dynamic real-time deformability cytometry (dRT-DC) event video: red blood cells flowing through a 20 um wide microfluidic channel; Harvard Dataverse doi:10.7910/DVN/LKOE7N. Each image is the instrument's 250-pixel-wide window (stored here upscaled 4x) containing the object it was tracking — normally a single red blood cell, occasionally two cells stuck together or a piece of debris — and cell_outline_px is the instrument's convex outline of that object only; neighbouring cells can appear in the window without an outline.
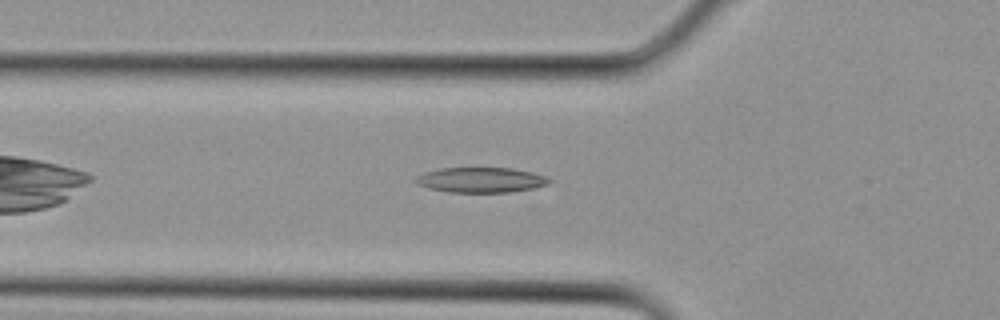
{"species": "Egyptian fruit bat (a non-hibernating species)", "species_latin": "Rousettus aegyptiacus", "temperature_condition": "cold", "stored_images_in_passage": 12, "camera_frame_rate_fps": 3000, "um_per_image_px": 0.085, "animal": {"sex": "female"}, "frame": {"image": 1, "passage_image": 2, "time_ms": 0.333, "image_size_px": [1000, 320], "cell_outline_px": [[552, 180], [548, 184], [532, 188], [512, 192], [448, 192], [428, 188], [416, 184], [412, 180], [416, 176], [424, 172], [440, 168], [512, 168], [532, 172], [544, 176]], "centroid_in_image_um": [40.82, 15.29], "position_along_channel_um": 85.0, "area_um2": 19.65}}
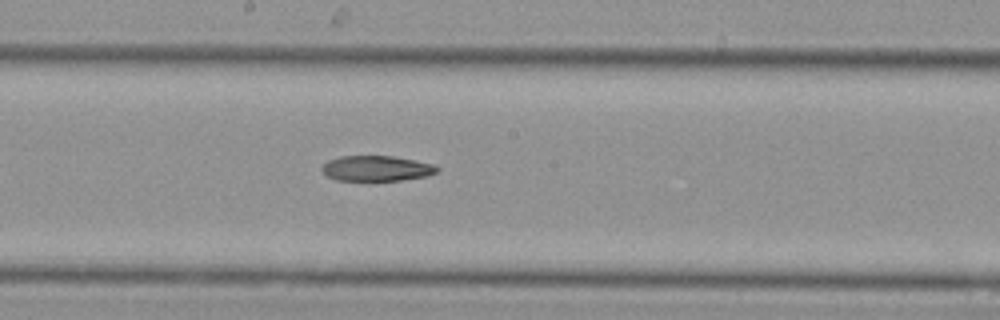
{"frame": {"image": 2, "passage_image": 8, "time_ms": 2.333, "image_size_px": [1000, 320], "cell_outline_px": [[440, 168], [436, 172], [428, 176], [400, 180], [336, 180], [328, 176], [320, 168], [328, 160], [340, 156], [392, 156], [436, 164]], "centroid_in_image_um": [32.03, 14.31], "position_along_channel_um": 216.2, "area_um2": 16.99}}
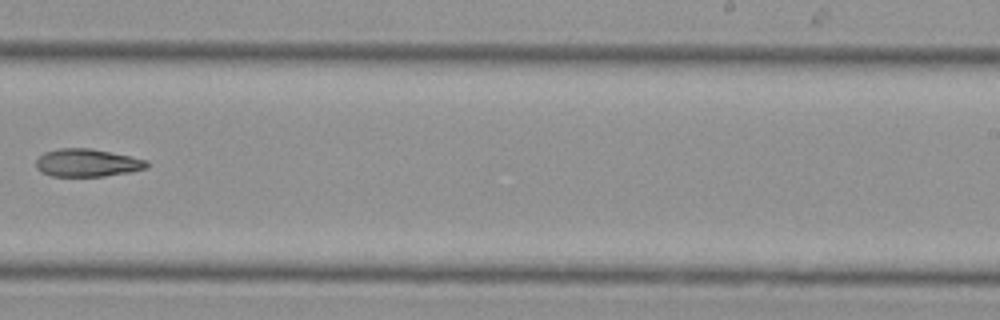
{"frame": {"image": 3, "passage_image": 11, "time_ms": 3.333, "image_size_px": [1000, 320], "cell_outline_px": [[148, 168], [128, 172], [104, 176], [52, 176], [36, 168], [36, 160], [44, 152], [56, 148], [92, 148], [112, 152], [148, 160]], "centroid_in_image_um": [7.42, 13.82], "position_along_channel_um": 281.6, "area_um2": 17.98}}